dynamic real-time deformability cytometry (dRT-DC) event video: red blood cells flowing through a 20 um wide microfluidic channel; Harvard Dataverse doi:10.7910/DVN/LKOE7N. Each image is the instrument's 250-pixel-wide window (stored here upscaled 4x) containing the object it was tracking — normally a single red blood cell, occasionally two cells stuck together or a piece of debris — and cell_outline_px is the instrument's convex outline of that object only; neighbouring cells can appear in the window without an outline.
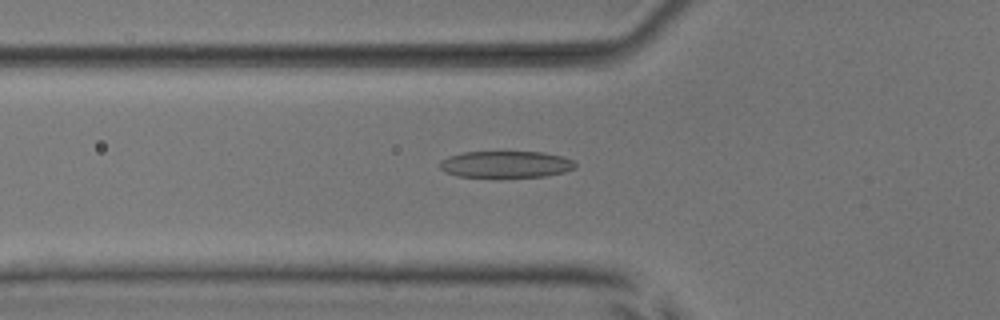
{"species": "common noctule bat (a hibernating species)", "species_latin": "Nyctalus noctula", "temperature_condition": "room temperature", "stored_images_in_passage": 52, "camera_frame_rate_fps": 3000, "um_per_image_px": 0.085, "animal": {"sex": "male", "body_mass_g": 17.9, "forearm_length_mm": 54.2}, "frame": {"image": 1, "passage_image": 19, "time_ms": 6.0, "image_size_px": [1000, 320], "cell_outline_px": [[576, 168], [564, 172], [544, 176], [456, 176], [444, 172], [440, 168], [440, 160], [448, 156], [464, 152], [544, 152], [560, 156], [572, 160], [576, 164]], "centroid_in_image_um": [42.97, 13.95], "position_along_channel_um": 82.8, "area_um2": 20.81}}
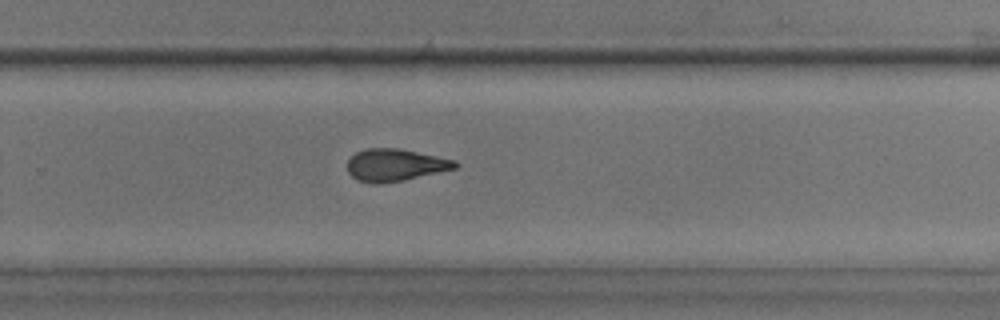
{"frame": {"image": 2, "passage_image": 35, "time_ms": 11.333, "image_size_px": [1000, 320], "cell_outline_px": [[460, 164], [456, 168], [404, 180], [376, 184], [372, 184], [356, 180], [348, 172], [348, 160], [356, 152], [368, 148], [400, 148], [456, 160]], "centroid_in_image_um": [33.59, 14.02], "position_along_channel_um": 296.2, "area_um2": 20.29}}
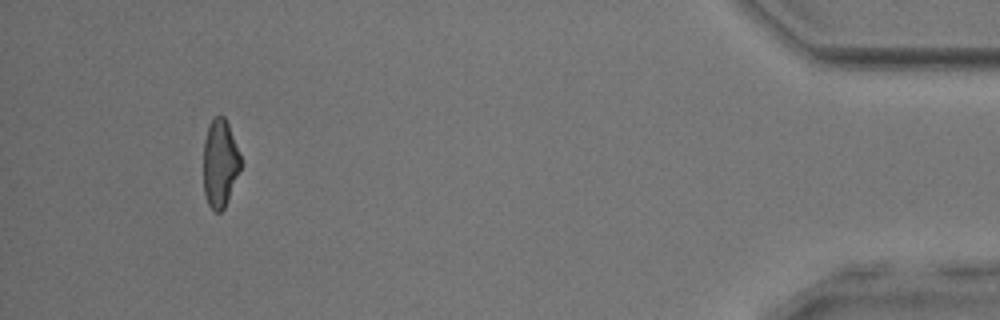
{"frame": {"image": 3, "passage_image": 49, "time_ms": 16.0, "image_size_px": [1000, 320], "cell_outline_px": [[240, 168], [224, 208], [220, 212], [216, 212], [208, 204], [204, 192], [204, 140], [208, 128], [212, 120], [216, 116], [224, 116], [228, 124], [240, 156]], "centroid_in_image_um": [18.68, 13.88], "position_along_channel_um": 416.5, "area_um2": 18.5}, "authors_computed_cell_mechanics": {"area_um2": 20.6924, "velocity_mm_per_s": 4.007, "shape_relaxation_time_tau1_ms": 6.3387, "shape_relaxation_time_tau2_ms": 2.347, "deformation_change_tau1": 0.2119, "deformation_change_tau2": 0.1158}}